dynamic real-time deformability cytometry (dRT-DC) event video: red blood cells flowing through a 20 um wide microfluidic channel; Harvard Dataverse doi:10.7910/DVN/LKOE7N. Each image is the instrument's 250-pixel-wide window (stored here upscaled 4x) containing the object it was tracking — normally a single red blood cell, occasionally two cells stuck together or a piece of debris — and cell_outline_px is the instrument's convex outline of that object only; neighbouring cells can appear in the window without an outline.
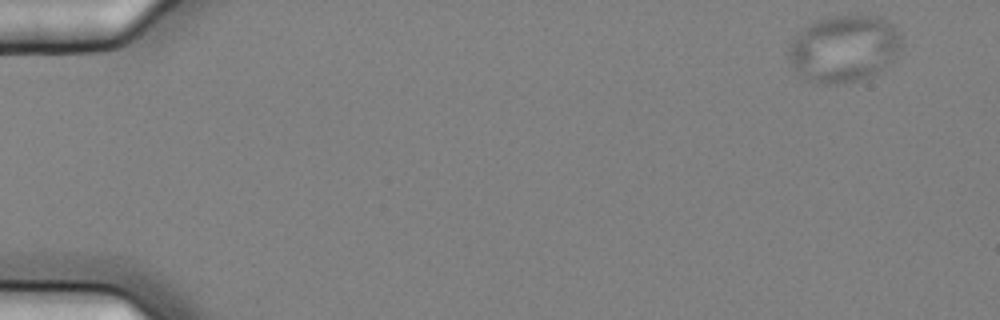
{"species": "common noctule bat (a hibernating species)", "species_latin": "Nyctalus noctula", "temperature_condition": "cold", "stored_images_in_passage": 5, "camera_frame_rate_fps": 3000, "um_per_image_px": 0.085, "animal": {"sex": "female", "body_mass_g": 25.1}, "frame": {"image": 1, "passage_image": 1, "time_ms": 0.0, "image_size_px": [1000, 320], "cell_outline_px": [[900, 48], [896, 56], [884, 72], [872, 76], [856, 80], [836, 84], [820, 84], [808, 80], [796, 72], [792, 68], [788, 60], [788, 44], [792, 36], [808, 24], [816, 20], [832, 16], [876, 16], [892, 24], [896, 28], [900, 36]], "centroid_in_image_um": [71.7, 4.15], "position_along_channel_um": 13.3, "area_um2": 44.56}}